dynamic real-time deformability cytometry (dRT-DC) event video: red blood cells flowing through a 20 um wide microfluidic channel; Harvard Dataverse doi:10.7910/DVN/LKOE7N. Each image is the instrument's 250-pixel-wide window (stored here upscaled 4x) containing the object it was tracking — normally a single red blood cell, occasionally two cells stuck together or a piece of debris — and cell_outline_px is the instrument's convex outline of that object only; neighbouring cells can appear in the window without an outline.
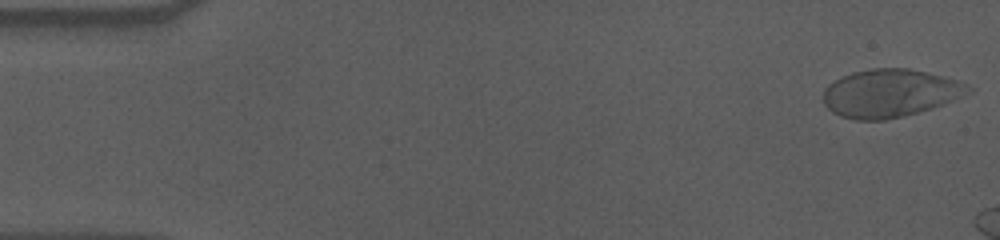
{"species": "human", "species_latin": "Homo sapiens", "temperature_condition": "cold", "stored_images_in_passage": 51, "camera_frame_rate_fps": 3000, "um_per_image_px": 0.085, "donor": {"sex": "male"}, "frame": {"image": 1, "passage_image": 1, "time_ms": 0.0, "image_size_px": [1000, 240], "cell_outline_px": [[972, 92], [944, 104], [932, 108], [884, 120], [856, 120], [840, 116], [832, 112], [824, 104], [824, 88], [828, 84], [852, 72], [872, 68], [908, 68], [956, 80], [968, 84], [972, 88]], "centroid_in_image_um": [75.64, 7.92], "position_along_channel_um": 9.4, "area_um2": 40.23}}
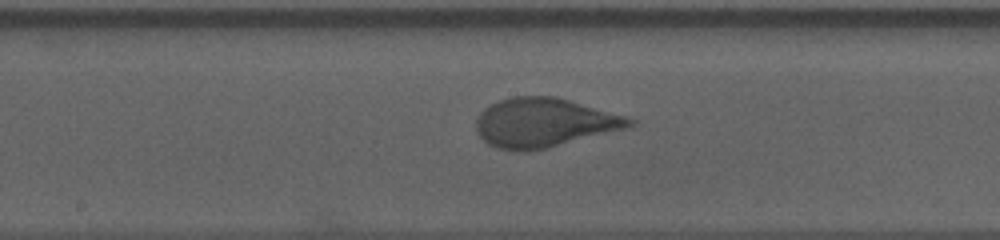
{"frame": {"image": 2, "passage_image": 29, "time_ms": 9.333, "image_size_px": [1000, 240], "cell_outline_px": [[636, 124], [628, 128], [548, 148], [528, 152], [516, 152], [496, 148], [488, 144], [480, 136], [476, 128], [476, 120], [480, 112], [484, 108], [500, 100], [512, 96], [556, 96], [628, 116], [636, 120]], "centroid_in_image_um": [46.27, 10.44], "position_along_channel_um": 201.9, "area_um2": 44.39}}
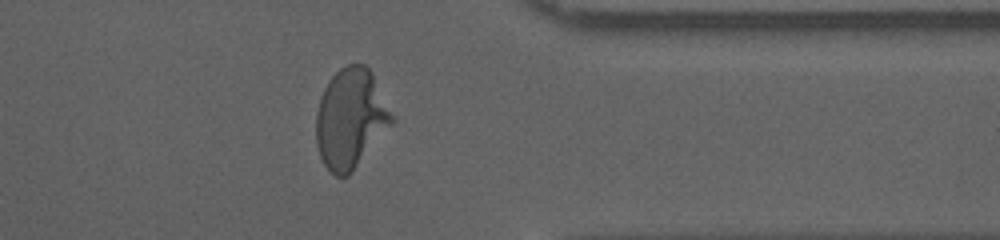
{"frame": {"image": 3, "passage_image": 45, "time_ms": 14.667, "image_size_px": [1000, 240], "cell_outline_px": [[396, 120], [352, 172], [348, 176], [336, 176], [324, 164], [320, 156], [316, 144], [316, 112], [324, 88], [328, 80], [340, 68], [348, 64], [364, 64], [372, 72]], "centroid_in_image_um": [29.81, 10.07], "position_along_channel_um": 381.6, "area_um2": 43.99}}